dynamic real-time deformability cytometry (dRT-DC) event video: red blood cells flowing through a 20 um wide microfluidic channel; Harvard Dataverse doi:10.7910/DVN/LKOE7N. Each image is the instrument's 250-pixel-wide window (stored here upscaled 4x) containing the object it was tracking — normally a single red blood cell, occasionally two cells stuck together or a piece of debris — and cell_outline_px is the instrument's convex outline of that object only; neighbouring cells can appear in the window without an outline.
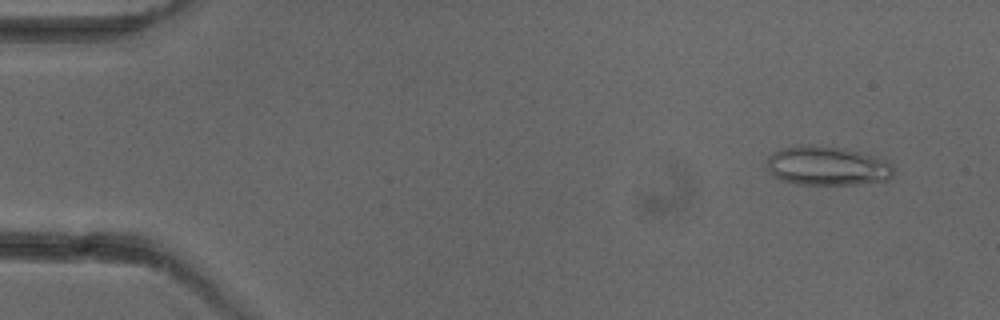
{"species": "common noctule bat (a hibernating species)", "species_latin": "Nyctalus noctula", "temperature_condition": "cold", "stored_images_in_passage": 4, "camera_frame_rate_fps": 3000, "um_per_image_px": 0.085, "animal": {"sex": "female"}, "frame": {"image": 1, "passage_image": 1, "time_ms": 0.0, "image_size_px": [1000, 320], "cell_outline_px": [[892, 176], [888, 180], [856, 184], [800, 184], [780, 180], [772, 176], [768, 168], [768, 156], [772, 152], [780, 148], [796, 144], [808, 144], [844, 148], [860, 152], [884, 160], [892, 168]], "centroid_in_image_um": [70.23, 14.08], "position_along_channel_um": 14.8, "area_um2": 28.9}}